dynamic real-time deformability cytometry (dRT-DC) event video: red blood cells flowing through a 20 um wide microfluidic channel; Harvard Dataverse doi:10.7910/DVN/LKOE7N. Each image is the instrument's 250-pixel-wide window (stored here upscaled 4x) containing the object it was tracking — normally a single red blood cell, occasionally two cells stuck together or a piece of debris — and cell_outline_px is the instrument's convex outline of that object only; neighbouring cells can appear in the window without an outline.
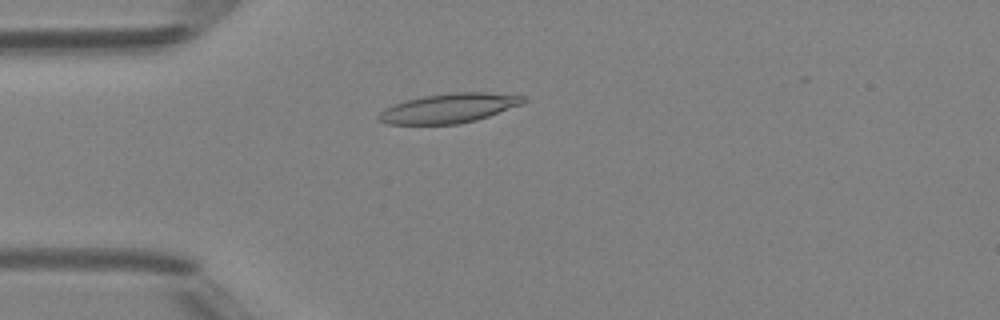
{"species": "Egyptian fruit bat (a non-hibernating species)", "species_latin": "Rousettus aegyptiacus", "temperature_condition": "room temperature", "stored_images_in_passage": 43, "camera_frame_rate_fps": 3000, "um_per_image_px": 0.085, "animal": {"sex": "female"}, "frame": {"image": 1, "passage_image": 7, "time_ms": 2.0, "image_size_px": [1000, 320], "cell_outline_px": [[528, 100], [520, 104], [488, 116], [476, 120], [460, 124], [388, 124], [376, 120], [376, 116], [384, 108], [408, 100], [424, 96], [448, 92], [488, 92], [524, 96]], "centroid_in_image_um": [38.13, 9.19], "position_along_channel_um": 46.9, "area_um2": 24.74}}
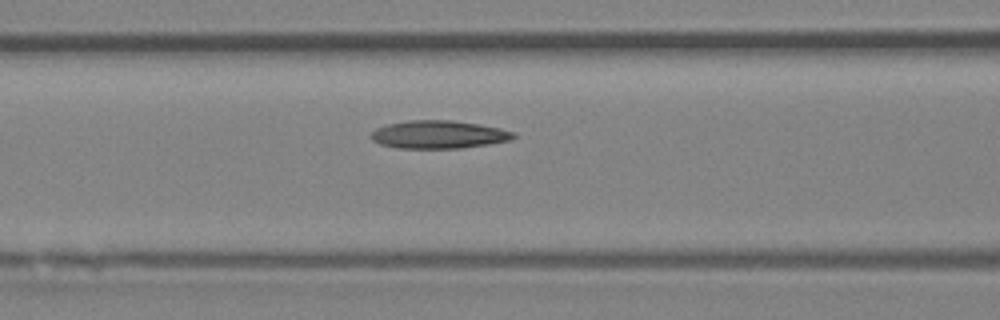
{"frame": {"image": 2, "passage_image": 14, "time_ms": 4.333, "image_size_px": [1000, 320], "cell_outline_px": [[516, 136], [508, 140], [488, 144], [460, 148], [396, 148], [380, 144], [372, 140], [368, 136], [376, 128], [388, 124], [408, 120], [452, 120], [480, 124], [500, 128], [516, 132]], "centroid_in_image_um": [37.26, 11.43], "position_along_channel_um": 129.3, "area_um2": 23.29}}
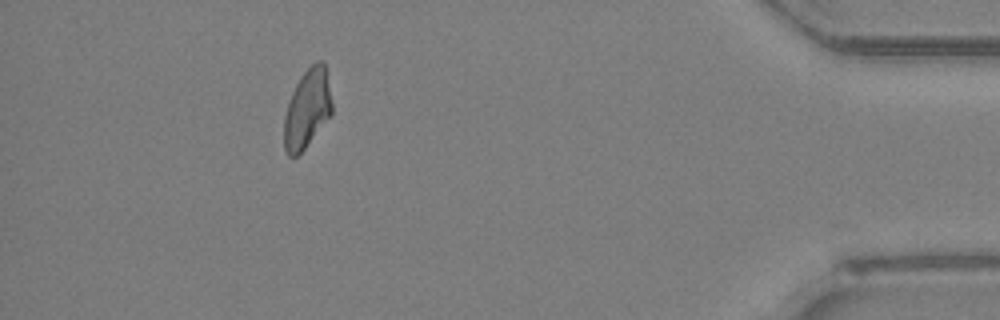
{"frame": {"image": 3, "passage_image": 38, "time_ms": 12.333, "image_size_px": [1000, 320], "cell_outline_px": [[332, 112], [304, 148], [296, 156], [288, 156], [284, 148], [284, 116], [292, 92], [300, 76], [316, 60], [324, 60], [332, 104]], "centroid_in_image_um": [26.1, 9.21], "position_along_channel_um": 409.1, "area_um2": 21.56}, "authors_computed_cell_mechanics": {"area_um2": 22.5998, "velocity_mm_per_s": 4.2059, "shape_relaxation_time_tau1_ms": null, "shape_relaxation_time_tau2_ms": 6.9203, "deformation_change_tau1": null, "deformation_change_tau2": 0.1452}}